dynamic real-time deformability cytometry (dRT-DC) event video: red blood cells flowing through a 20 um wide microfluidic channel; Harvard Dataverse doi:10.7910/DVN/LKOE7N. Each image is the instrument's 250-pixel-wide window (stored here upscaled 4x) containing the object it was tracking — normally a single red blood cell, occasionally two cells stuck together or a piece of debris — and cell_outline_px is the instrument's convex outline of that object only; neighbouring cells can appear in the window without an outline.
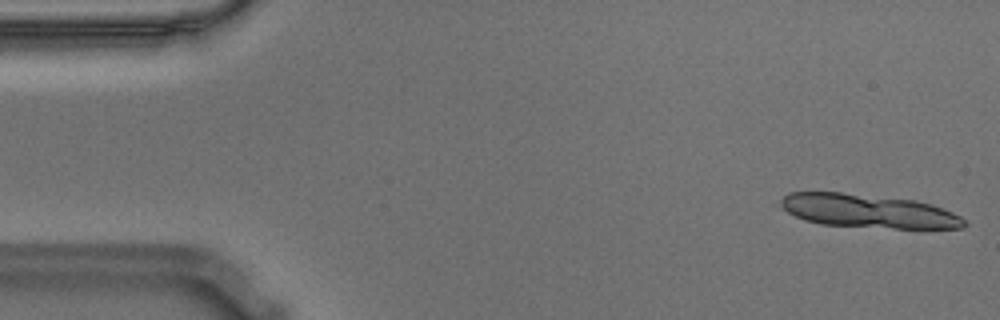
{"species": "Egyptian fruit bat (a non-hibernating species)", "species_latin": "Rousettus aegyptiacus", "temperature_condition": "warm", "stored_images_in_passage": 10, "camera_frame_rate_fps": 3000, "um_per_image_px": 0.085, "animal": {"sex": "male"}, "frame": {"image": 1, "passage_image": 1, "time_ms": 0.0, "image_size_px": [1000, 320], "cell_outline_px": [[968, 224], [964, 228], [924, 232], [820, 224], [804, 220], [788, 212], [780, 204], [780, 200], [788, 192], [840, 192], [916, 200], [952, 212], [960, 216]], "centroid_in_image_um": [73.94, 18.0], "position_along_channel_um": 11.1, "area_um2": 37.22}}